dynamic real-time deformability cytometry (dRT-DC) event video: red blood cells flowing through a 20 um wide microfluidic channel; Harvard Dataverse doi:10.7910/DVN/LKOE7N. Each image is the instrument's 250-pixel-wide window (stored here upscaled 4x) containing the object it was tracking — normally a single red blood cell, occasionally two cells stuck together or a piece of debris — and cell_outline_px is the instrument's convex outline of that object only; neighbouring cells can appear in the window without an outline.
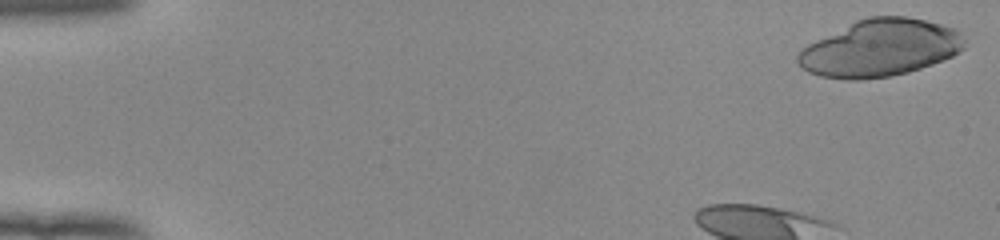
{"species": "human", "species_latin": "Homo sapiens", "temperature_condition": "room temperature", "stored_images_in_passage": 42, "camera_frame_rate_fps": 3000, "um_per_image_px": 0.085, "donor": {"sex": "female"}, "frame": {"image": 1, "passage_image": 1, "time_ms": 0.0, "image_size_px": [1000, 240], "cell_outline_px": [[964, 48], [960, 52], [952, 56], [932, 64], [908, 72], [892, 76], [860, 80], [844, 80], [820, 76], [808, 72], [796, 60], [796, 56], [808, 44], [856, 20], [868, 16], [908, 16], [956, 28], [960, 32], [964, 40]], "centroid_in_image_um": [74.82, 4.09], "position_along_channel_um": 10.2, "area_um2": 55.37}}
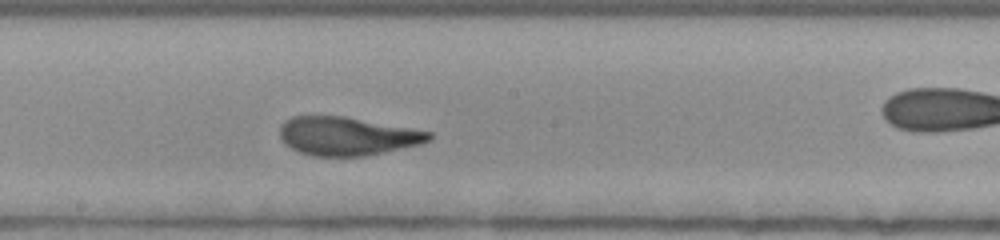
{"frame": {"image": 2, "passage_image": 25, "time_ms": 8.0, "image_size_px": [1000, 240], "cell_outline_px": [[432, 140], [420, 144], [384, 152], [364, 156], [312, 156], [300, 152], [284, 144], [280, 136], [280, 124], [284, 120], [292, 116], [344, 116], [432, 132]], "centroid_in_image_um": [29.48, 11.57], "position_along_channel_um": 218.7, "area_um2": 33.41}}
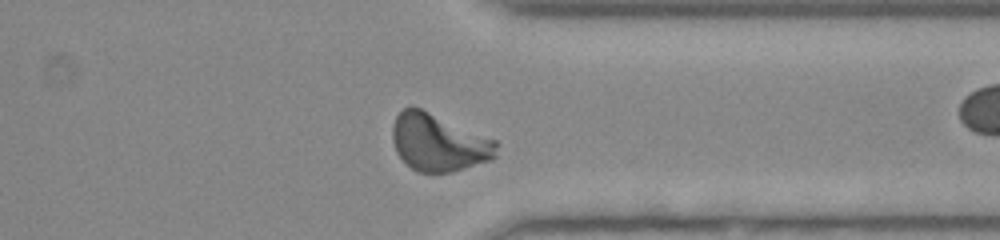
{"frame": {"image": 3, "passage_image": 37, "time_ms": 12.0, "image_size_px": [1000, 240], "cell_outline_px": [[496, 156], [492, 160], [452, 172], [416, 172], [396, 152], [392, 140], [392, 124], [396, 116], [404, 108], [412, 104], [496, 140]], "centroid_in_image_um": [37.26, 12.1], "position_along_channel_um": 374.1, "area_um2": 34.8}, "authors_computed_cell_mechanics": {"area_um2": 33.8419, "velocity_mm_per_s": 3.9009, "shape_relaxation_time_tau1_ms": 5.1089, "shape_relaxation_time_tau2_ms": 0.836, "deformation_change_tau1": 0.2295, "deformation_change_tau2": 0.0829}}